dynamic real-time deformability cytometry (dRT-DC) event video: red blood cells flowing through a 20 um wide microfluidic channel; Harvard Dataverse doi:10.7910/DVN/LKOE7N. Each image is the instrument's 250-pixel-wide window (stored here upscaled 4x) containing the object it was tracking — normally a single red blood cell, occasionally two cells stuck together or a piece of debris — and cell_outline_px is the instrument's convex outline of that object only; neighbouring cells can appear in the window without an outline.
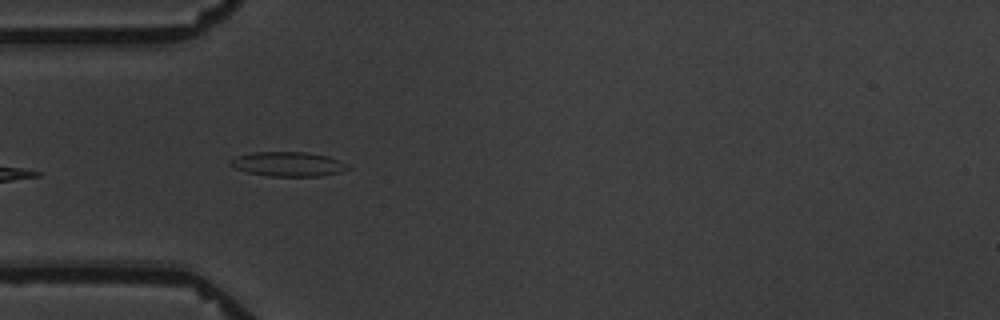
{"species": "common noctule bat (a hibernating species)", "species_latin": "Nyctalus noctula", "temperature_condition": "warm", "stored_images_in_passage": 5, "camera_frame_rate_fps": 3000, "um_per_image_px": 0.085, "animal": {"sex": "male", "body_mass_g": 19.5, "forearm_length_mm": 54.6}, "frame": {"image": 1, "passage_image": 5, "time_ms": 6.0, "image_size_px": [1000, 320], "cell_outline_px": [[352, 168], [340, 172], [320, 176], [268, 176], [248, 172], [236, 168], [228, 164], [228, 160], [236, 156], [252, 152], [308, 152], [328, 156], [340, 160], [348, 164]], "centroid_in_image_um": [24.5, 13.94], "position_along_channel_um": 60.5, "area_um2": 16.94}}